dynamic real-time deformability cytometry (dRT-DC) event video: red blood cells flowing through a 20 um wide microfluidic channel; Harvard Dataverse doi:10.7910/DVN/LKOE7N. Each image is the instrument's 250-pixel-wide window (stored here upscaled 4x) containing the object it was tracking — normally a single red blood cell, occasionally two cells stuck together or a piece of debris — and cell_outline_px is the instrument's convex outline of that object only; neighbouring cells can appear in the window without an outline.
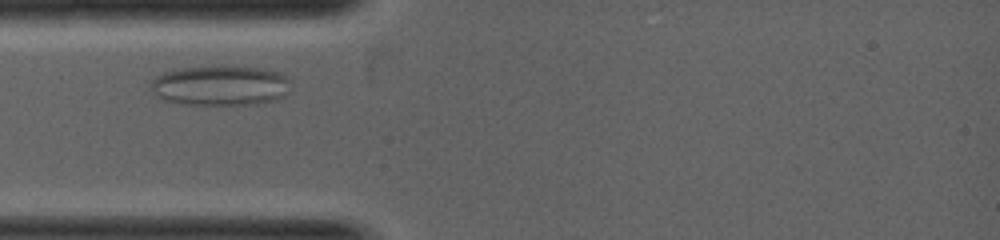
{"species": "common noctule bat (a hibernating species)", "species_latin": "Nyctalus noctula", "temperature_condition": "warm", "stored_images_in_passage": 2, "camera_frame_rate_fps": 5000, "um_per_image_px": 0.085, "animal": {"sex": "female", "body_mass_g": 19.0, "forearm_length_mm": 53.3}, "frame": {"image": 1, "passage_image": 2, "time_ms": 1.2, "image_size_px": [1000, 240], "cell_outline_px": [[292, 84], [288, 92], [284, 96], [276, 100], [256, 104], [184, 104], [160, 100], [152, 92], [148, 84], [156, 76], [164, 72], [184, 68], [220, 64], [224, 64], [260, 68], [280, 72], [288, 76]], "centroid_in_image_um": [18.74, 7.25], "position_along_channel_um": 66.3, "area_um2": 33.64}}